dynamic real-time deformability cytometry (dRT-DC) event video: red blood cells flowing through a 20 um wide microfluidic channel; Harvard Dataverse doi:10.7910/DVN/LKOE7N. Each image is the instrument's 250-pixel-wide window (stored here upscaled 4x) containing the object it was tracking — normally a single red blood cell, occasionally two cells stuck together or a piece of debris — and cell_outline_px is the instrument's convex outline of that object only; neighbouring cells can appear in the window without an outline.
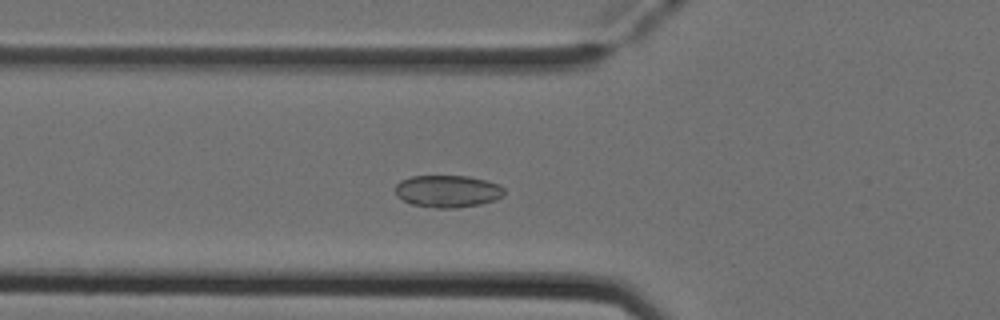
{"species": "Egyptian fruit bat (a non-hibernating species)", "species_latin": "Rousettus aegyptiacus", "temperature_condition": "cold", "stored_images_in_passage": 39, "camera_frame_rate_fps": 3000, "um_per_image_px": 0.085, "animal": {"sex": "female"}, "frame": {"image": 1, "passage_image": 5, "time_ms": 1.333, "image_size_px": [1000, 320], "cell_outline_px": [[504, 196], [496, 200], [480, 204], [456, 208], [436, 208], [412, 204], [396, 196], [396, 184], [400, 180], [412, 176], [468, 176], [500, 184], [504, 188]], "centroid_in_image_um": [38.07, 16.25], "position_along_channel_um": 87.7, "area_um2": 20.52}}
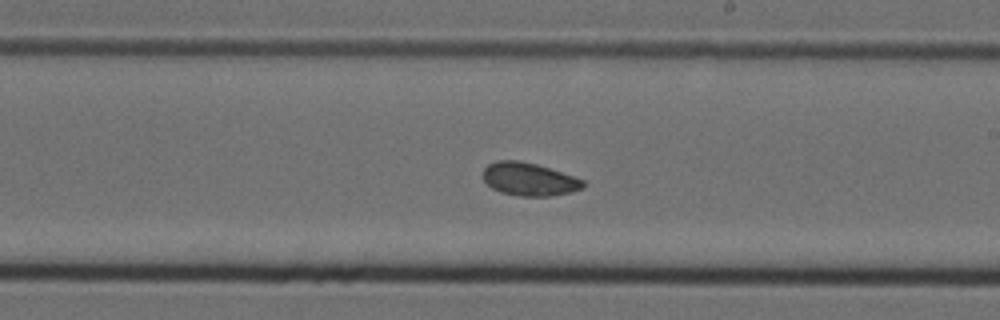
{"frame": {"image": 2, "passage_image": 17, "time_ms": 5.333, "image_size_px": [1000, 320], "cell_outline_px": [[584, 188], [572, 192], [552, 196], [520, 196], [500, 192], [492, 188], [484, 180], [484, 168], [488, 164], [496, 160], [520, 160], [536, 164], [584, 180]], "centroid_in_image_um": [44.97, 15.24], "position_along_channel_um": 244.0, "area_um2": 19.19}}
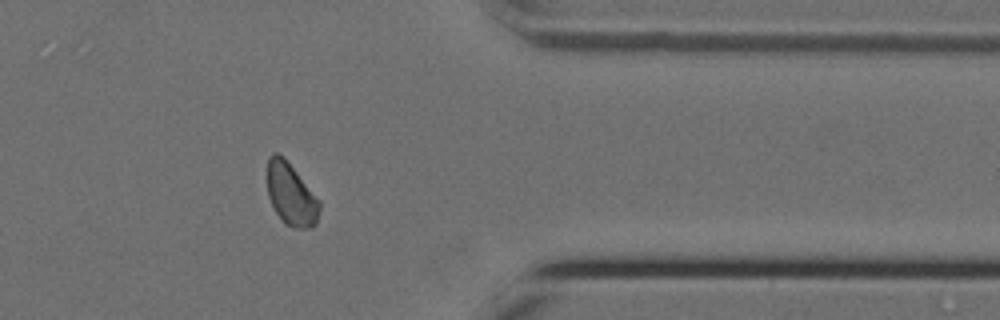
{"frame": {"image": 3, "passage_image": 29, "time_ms": 9.333, "image_size_px": [1000, 320], "cell_outline_px": [[320, 208], [316, 224], [312, 228], [296, 228], [288, 224], [276, 212], [268, 196], [268, 156], [272, 152], [276, 152], [284, 156], [320, 200]], "centroid_in_image_um": [24.75, 16.48], "position_along_channel_um": 386.6, "area_um2": 18.84}, "authors_computed_cell_mechanics": {"area_um2": 19.1318, "velocity_mm_per_s": 3.8957, "shape_relaxation_time_tau1_ms": null, "shape_relaxation_time_tau2_ms": 2.9507, "deformation_change_tau1": null, "deformation_change_tau2": 0.0609}}